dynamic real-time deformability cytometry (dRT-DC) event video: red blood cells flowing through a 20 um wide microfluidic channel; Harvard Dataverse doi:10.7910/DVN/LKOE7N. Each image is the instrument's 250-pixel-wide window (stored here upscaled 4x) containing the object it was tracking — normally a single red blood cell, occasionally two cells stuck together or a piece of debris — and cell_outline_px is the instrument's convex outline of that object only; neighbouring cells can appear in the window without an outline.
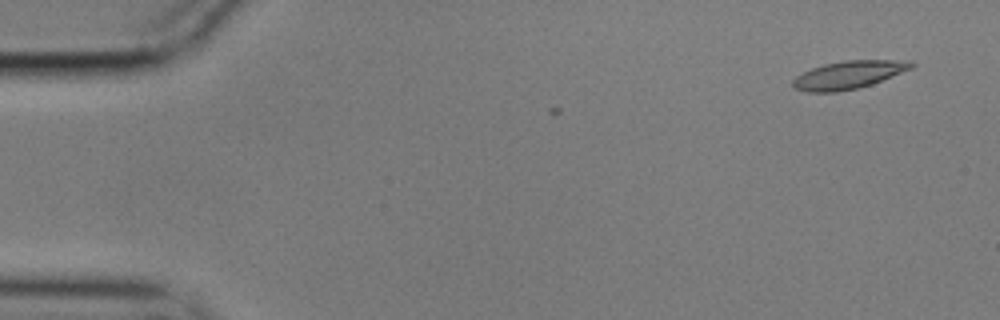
{"species": "common noctule bat (a hibernating species)", "species_latin": "Nyctalus noctula", "temperature_condition": "cold", "stored_images_in_passage": 2, "camera_frame_rate_fps": 3000, "um_per_image_px": 0.085, "animal": {"sex": "male", "body_mass_g": 17.9}, "frame": {"image": 1, "passage_image": 2, "time_ms": 0.333, "image_size_px": [1000, 320], "cell_outline_px": [[916, 64], [912, 68], [872, 84], [856, 88], [836, 92], [808, 92], [792, 88], [792, 80], [796, 76], [812, 68], [824, 64], [844, 60], [912, 60]], "centroid_in_image_um": [72.13, 6.36], "position_along_channel_um": 12.9, "area_um2": 19.31}}